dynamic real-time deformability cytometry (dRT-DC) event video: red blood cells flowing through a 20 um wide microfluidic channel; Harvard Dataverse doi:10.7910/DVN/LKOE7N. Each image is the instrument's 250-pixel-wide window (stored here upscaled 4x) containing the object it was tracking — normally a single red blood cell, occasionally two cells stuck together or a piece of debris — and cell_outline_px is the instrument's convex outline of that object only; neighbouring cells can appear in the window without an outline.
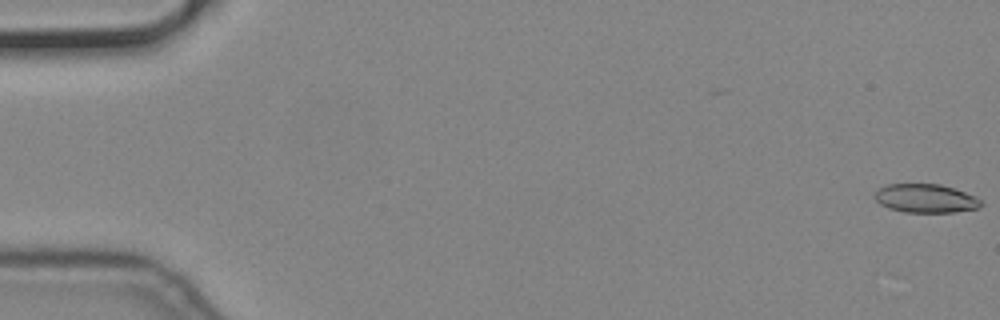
{"species": "common noctule bat (a hibernating species)", "species_latin": "Nyctalus noctula", "temperature_condition": "cold", "stored_images_in_passage": 57, "camera_frame_rate_fps": 3000, "um_per_image_px": 0.085, "animal": {"sex": "male", "body_mass_g": 19.2, "forearm_length_mm": 51.8}, "frame": {"image": 1, "passage_image": 1, "time_ms": 0.0, "image_size_px": [1000, 320], "cell_outline_px": [[984, 204], [976, 208], [952, 212], [904, 212], [888, 208], [880, 204], [872, 196], [880, 188], [888, 184], [940, 184], [964, 192], [980, 200]], "centroid_in_image_um": [78.63, 16.86], "position_along_channel_um": 6.4, "area_um2": 17.51}}
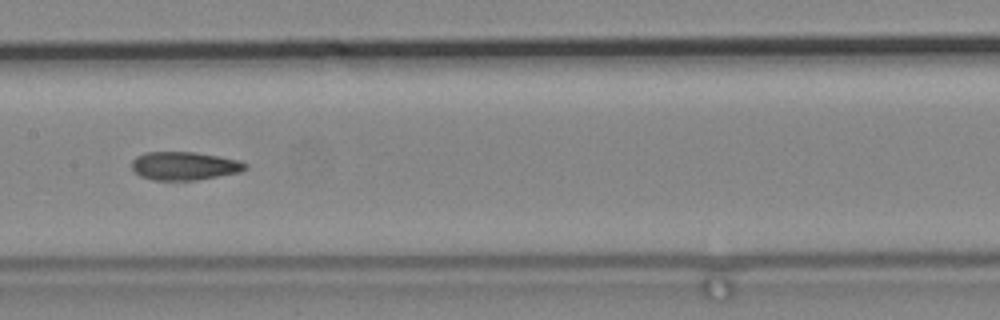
{"frame": {"image": 2, "passage_image": 29, "time_ms": 9.333, "image_size_px": [1000, 320], "cell_outline_px": [[248, 168], [240, 172], [196, 180], [152, 180], [140, 176], [132, 168], [132, 160], [136, 156], [144, 152], [196, 152], [220, 156], [240, 160], [248, 164]], "centroid_in_image_um": [15.69, 14.09], "position_along_channel_um": 191.7, "area_um2": 18.9}}
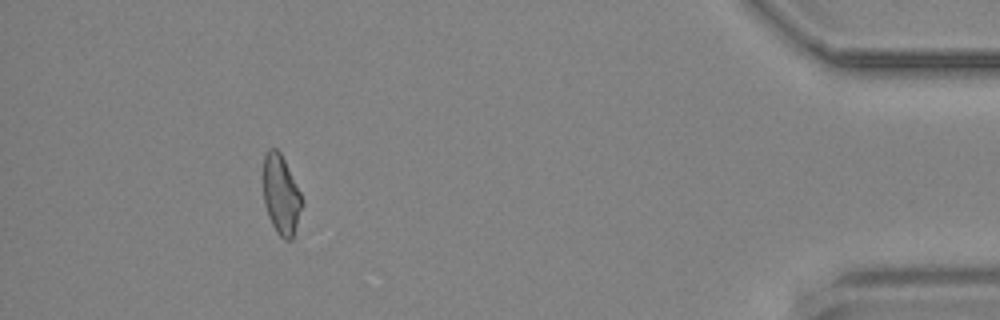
{"frame": {"image": 3, "passage_image": 52, "time_ms": 17.0, "image_size_px": [1000, 320], "cell_outline_px": [[304, 204], [292, 240], [284, 240], [276, 232], [268, 216], [264, 204], [264, 156], [268, 148], [276, 148], [280, 152], [304, 200]], "centroid_in_image_um": [23.91, 16.59], "position_along_channel_um": 411.3, "area_um2": 17.98}}